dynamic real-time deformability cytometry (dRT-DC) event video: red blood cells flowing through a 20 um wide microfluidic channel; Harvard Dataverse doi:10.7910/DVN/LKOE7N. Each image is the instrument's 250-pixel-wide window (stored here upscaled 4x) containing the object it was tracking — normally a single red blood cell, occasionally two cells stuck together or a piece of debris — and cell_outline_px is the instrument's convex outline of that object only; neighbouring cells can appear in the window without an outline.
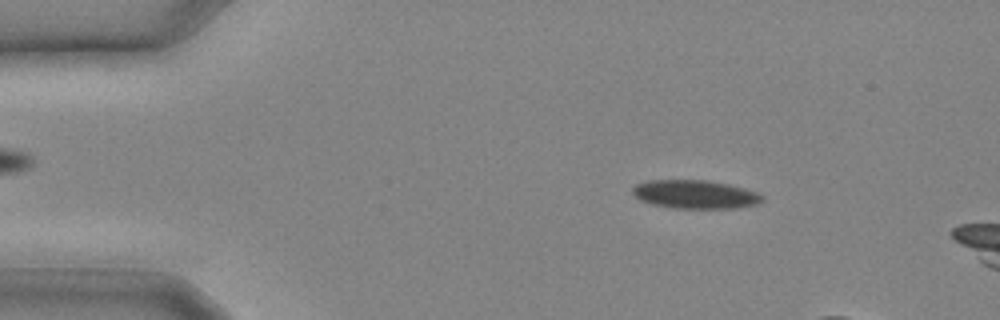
{"species": "common noctule bat (a hibernating species)", "species_latin": "Nyctalus noctula", "temperature_condition": "cold", "stored_images_in_passage": 7, "camera_frame_rate_fps": 3000, "um_per_image_px": 0.085, "animal": {"sex": "male", "body_mass_g": 20.4}, "frame": {"image": 1, "passage_image": 3, "time_ms": 0.667, "image_size_px": [1000, 320], "cell_outline_px": [[764, 200], [756, 204], [736, 208], [672, 208], [652, 204], [640, 200], [632, 192], [632, 188], [636, 184], [648, 180], [704, 180], [728, 184], [744, 188], [756, 192], [764, 196]], "centroid_in_image_um": [59.08, 16.52], "position_along_channel_um": 25.9, "area_um2": 21.5}}